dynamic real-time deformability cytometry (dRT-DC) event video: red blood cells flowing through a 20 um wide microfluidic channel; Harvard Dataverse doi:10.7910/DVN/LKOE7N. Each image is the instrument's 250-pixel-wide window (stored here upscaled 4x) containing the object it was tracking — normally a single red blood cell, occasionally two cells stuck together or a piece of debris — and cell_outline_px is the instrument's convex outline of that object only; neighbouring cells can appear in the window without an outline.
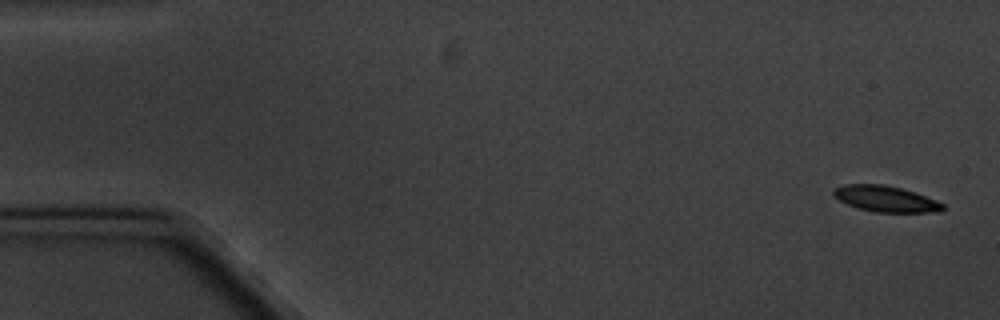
{"species": "common noctule bat (a hibernating species)", "species_latin": "Nyctalus noctula", "temperature_condition": "cold", "stored_images_in_passage": 7, "camera_frame_rate_fps": 3000, "um_per_image_px": 0.085, "animal": {"sex": "male", "body_mass_g": 20.1, "forearm_length_mm": 53.5}, "frame": {"image": 1, "passage_image": 1, "time_ms": 0.0, "image_size_px": [1000, 320], "cell_outline_px": [[944, 208], [940, 212], [876, 212], [860, 208], [848, 204], [840, 200], [832, 192], [836, 188], [844, 184], [884, 184], [916, 192], [936, 200], [944, 204]], "centroid_in_image_um": [75.33, 16.9], "position_along_channel_um": 9.7, "area_um2": 16.36}}
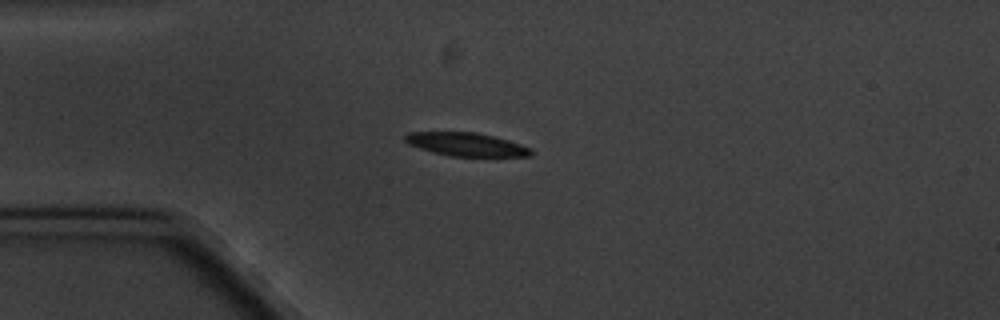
{"frame": {"image": 2, "passage_image": 5, "time_ms": 4.333, "image_size_px": [1000, 320], "cell_outline_px": [[532, 156], [448, 156], [432, 152], [408, 144], [404, 140], [404, 136], [408, 132], [476, 132], [508, 140], [532, 148]], "centroid_in_image_um": [39.62, 12.27], "position_along_channel_um": 45.4, "area_um2": 17.11}}